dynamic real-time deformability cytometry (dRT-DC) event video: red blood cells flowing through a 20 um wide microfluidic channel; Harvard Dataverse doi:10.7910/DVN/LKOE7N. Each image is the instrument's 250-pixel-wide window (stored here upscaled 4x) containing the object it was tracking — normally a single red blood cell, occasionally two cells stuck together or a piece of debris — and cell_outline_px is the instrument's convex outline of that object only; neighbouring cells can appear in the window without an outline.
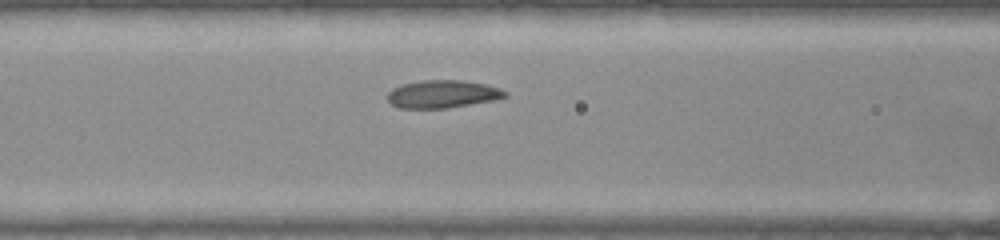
{"species": "common noctule bat (a hibernating species)", "species_latin": "Nyctalus noctula", "temperature_condition": "warm", "stored_images_in_passage": 18, "camera_frame_rate_fps": 3000, "um_per_image_px": 0.085, "animal": {"sex": "female", "body_mass_g": 22.0, "forearm_length_mm": 56.7}, "frame": {"image": 1, "passage_image": 13, "time_ms": 4.0, "image_size_px": [1000, 240], "cell_outline_px": [[508, 96], [496, 100], [448, 108], [400, 108], [392, 104], [388, 100], [388, 92], [392, 88], [404, 84], [424, 80], [460, 80], [484, 84], [500, 88], [508, 92]], "centroid_in_image_um": [37.66, 8.0], "position_along_channel_um": 128.9, "area_um2": 19.02}}
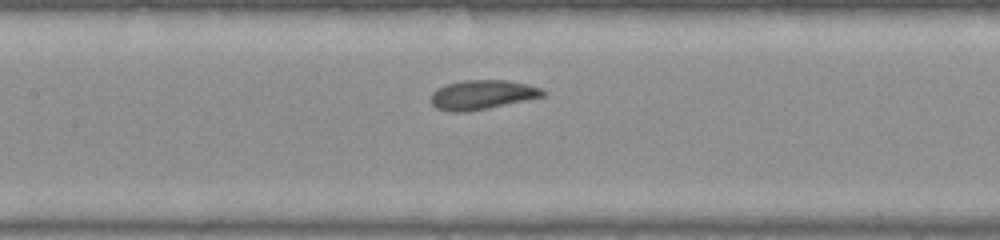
{"frame": {"image": 2, "passage_image": 16, "time_ms": 5.0, "image_size_px": [1000, 240], "cell_outline_px": [[548, 92], [544, 96], [464, 112], [452, 112], [436, 108], [432, 104], [432, 92], [436, 88], [448, 84], [464, 80], [508, 80], [528, 84], [540, 88]], "centroid_in_image_um": [40.98, 8.03], "position_along_channel_um": 166.4, "area_um2": 18.84}}